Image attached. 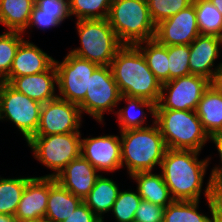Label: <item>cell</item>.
Listing matches in <instances>:
<instances>
[{
    "label": "cell",
    "mask_w": 222,
    "mask_h": 222,
    "mask_svg": "<svg viewBox=\"0 0 222 222\" xmlns=\"http://www.w3.org/2000/svg\"><path fill=\"white\" fill-rule=\"evenodd\" d=\"M200 152L167 149L161 162V174L174 200L200 199L210 158L199 160Z\"/></svg>",
    "instance_id": "obj_1"
},
{
    "label": "cell",
    "mask_w": 222,
    "mask_h": 222,
    "mask_svg": "<svg viewBox=\"0 0 222 222\" xmlns=\"http://www.w3.org/2000/svg\"><path fill=\"white\" fill-rule=\"evenodd\" d=\"M110 68L122 96L158 103L162 83L149 69L143 54L135 45H123L116 52Z\"/></svg>",
    "instance_id": "obj_2"
},
{
    "label": "cell",
    "mask_w": 222,
    "mask_h": 222,
    "mask_svg": "<svg viewBox=\"0 0 222 222\" xmlns=\"http://www.w3.org/2000/svg\"><path fill=\"white\" fill-rule=\"evenodd\" d=\"M146 128L120 131L122 167L129 176L141 171H154L161 165L167 146L155 119Z\"/></svg>",
    "instance_id": "obj_3"
},
{
    "label": "cell",
    "mask_w": 222,
    "mask_h": 222,
    "mask_svg": "<svg viewBox=\"0 0 222 222\" xmlns=\"http://www.w3.org/2000/svg\"><path fill=\"white\" fill-rule=\"evenodd\" d=\"M155 123L167 149L201 152L209 140V135L193 110L156 109Z\"/></svg>",
    "instance_id": "obj_4"
},
{
    "label": "cell",
    "mask_w": 222,
    "mask_h": 222,
    "mask_svg": "<svg viewBox=\"0 0 222 222\" xmlns=\"http://www.w3.org/2000/svg\"><path fill=\"white\" fill-rule=\"evenodd\" d=\"M108 21L123 45H135L155 38L147 0H112Z\"/></svg>",
    "instance_id": "obj_5"
},
{
    "label": "cell",
    "mask_w": 222,
    "mask_h": 222,
    "mask_svg": "<svg viewBox=\"0 0 222 222\" xmlns=\"http://www.w3.org/2000/svg\"><path fill=\"white\" fill-rule=\"evenodd\" d=\"M81 46L69 52L99 66H110L116 52L123 46L108 19L76 21Z\"/></svg>",
    "instance_id": "obj_6"
},
{
    "label": "cell",
    "mask_w": 222,
    "mask_h": 222,
    "mask_svg": "<svg viewBox=\"0 0 222 222\" xmlns=\"http://www.w3.org/2000/svg\"><path fill=\"white\" fill-rule=\"evenodd\" d=\"M81 133L32 136L27 145L39 162L54 171L45 177L55 178L72 160L81 156Z\"/></svg>",
    "instance_id": "obj_7"
},
{
    "label": "cell",
    "mask_w": 222,
    "mask_h": 222,
    "mask_svg": "<svg viewBox=\"0 0 222 222\" xmlns=\"http://www.w3.org/2000/svg\"><path fill=\"white\" fill-rule=\"evenodd\" d=\"M42 103L16 91L8 83L0 87V120H10L26 142L36 134Z\"/></svg>",
    "instance_id": "obj_8"
},
{
    "label": "cell",
    "mask_w": 222,
    "mask_h": 222,
    "mask_svg": "<svg viewBox=\"0 0 222 222\" xmlns=\"http://www.w3.org/2000/svg\"><path fill=\"white\" fill-rule=\"evenodd\" d=\"M84 101L79 105L84 112L103 123L104 113L112 112L120 102L121 93L110 66H98L89 77Z\"/></svg>",
    "instance_id": "obj_9"
},
{
    "label": "cell",
    "mask_w": 222,
    "mask_h": 222,
    "mask_svg": "<svg viewBox=\"0 0 222 222\" xmlns=\"http://www.w3.org/2000/svg\"><path fill=\"white\" fill-rule=\"evenodd\" d=\"M57 71L58 97L80 105L87 93L89 77L99 66L96 63L79 58L70 52L62 62L55 60Z\"/></svg>",
    "instance_id": "obj_10"
},
{
    "label": "cell",
    "mask_w": 222,
    "mask_h": 222,
    "mask_svg": "<svg viewBox=\"0 0 222 222\" xmlns=\"http://www.w3.org/2000/svg\"><path fill=\"white\" fill-rule=\"evenodd\" d=\"M211 83L207 78L193 74L164 82L156 109L196 111Z\"/></svg>",
    "instance_id": "obj_11"
},
{
    "label": "cell",
    "mask_w": 222,
    "mask_h": 222,
    "mask_svg": "<svg viewBox=\"0 0 222 222\" xmlns=\"http://www.w3.org/2000/svg\"><path fill=\"white\" fill-rule=\"evenodd\" d=\"M81 118L79 105L56 97L42 104L39 125L34 136L80 132Z\"/></svg>",
    "instance_id": "obj_12"
},
{
    "label": "cell",
    "mask_w": 222,
    "mask_h": 222,
    "mask_svg": "<svg viewBox=\"0 0 222 222\" xmlns=\"http://www.w3.org/2000/svg\"><path fill=\"white\" fill-rule=\"evenodd\" d=\"M220 46H222V38L214 35L200 34L189 45L190 73L203 76L212 83L220 82L222 76V63L214 67V62L220 56Z\"/></svg>",
    "instance_id": "obj_13"
},
{
    "label": "cell",
    "mask_w": 222,
    "mask_h": 222,
    "mask_svg": "<svg viewBox=\"0 0 222 222\" xmlns=\"http://www.w3.org/2000/svg\"><path fill=\"white\" fill-rule=\"evenodd\" d=\"M200 35L194 3L156 25L155 39L162 45H190Z\"/></svg>",
    "instance_id": "obj_14"
},
{
    "label": "cell",
    "mask_w": 222,
    "mask_h": 222,
    "mask_svg": "<svg viewBox=\"0 0 222 222\" xmlns=\"http://www.w3.org/2000/svg\"><path fill=\"white\" fill-rule=\"evenodd\" d=\"M81 156L94 166L98 173L115 172L122 168L120 137L108 134L83 138Z\"/></svg>",
    "instance_id": "obj_15"
},
{
    "label": "cell",
    "mask_w": 222,
    "mask_h": 222,
    "mask_svg": "<svg viewBox=\"0 0 222 222\" xmlns=\"http://www.w3.org/2000/svg\"><path fill=\"white\" fill-rule=\"evenodd\" d=\"M49 196V177H31L25 186L15 218L19 221L45 219Z\"/></svg>",
    "instance_id": "obj_16"
},
{
    "label": "cell",
    "mask_w": 222,
    "mask_h": 222,
    "mask_svg": "<svg viewBox=\"0 0 222 222\" xmlns=\"http://www.w3.org/2000/svg\"><path fill=\"white\" fill-rule=\"evenodd\" d=\"M55 59L28 40L19 45L9 75L3 80L9 83L15 77L38 74L49 70Z\"/></svg>",
    "instance_id": "obj_17"
},
{
    "label": "cell",
    "mask_w": 222,
    "mask_h": 222,
    "mask_svg": "<svg viewBox=\"0 0 222 222\" xmlns=\"http://www.w3.org/2000/svg\"><path fill=\"white\" fill-rule=\"evenodd\" d=\"M97 172L94 166L80 156L59 172L55 180L73 195L84 200L100 176Z\"/></svg>",
    "instance_id": "obj_18"
},
{
    "label": "cell",
    "mask_w": 222,
    "mask_h": 222,
    "mask_svg": "<svg viewBox=\"0 0 222 222\" xmlns=\"http://www.w3.org/2000/svg\"><path fill=\"white\" fill-rule=\"evenodd\" d=\"M8 84L16 91L42 104L58 97L55 94V90H57L55 88V84L57 86L55 65L38 74L15 77Z\"/></svg>",
    "instance_id": "obj_19"
},
{
    "label": "cell",
    "mask_w": 222,
    "mask_h": 222,
    "mask_svg": "<svg viewBox=\"0 0 222 222\" xmlns=\"http://www.w3.org/2000/svg\"><path fill=\"white\" fill-rule=\"evenodd\" d=\"M203 193L207 199L211 217L198 212V204L200 200H174L165 208L163 222H218L216 204L213 197V181L210 177Z\"/></svg>",
    "instance_id": "obj_20"
},
{
    "label": "cell",
    "mask_w": 222,
    "mask_h": 222,
    "mask_svg": "<svg viewBox=\"0 0 222 222\" xmlns=\"http://www.w3.org/2000/svg\"><path fill=\"white\" fill-rule=\"evenodd\" d=\"M204 131L210 136L222 130V84L211 83L196 109Z\"/></svg>",
    "instance_id": "obj_21"
},
{
    "label": "cell",
    "mask_w": 222,
    "mask_h": 222,
    "mask_svg": "<svg viewBox=\"0 0 222 222\" xmlns=\"http://www.w3.org/2000/svg\"><path fill=\"white\" fill-rule=\"evenodd\" d=\"M83 202L79 197L49 177V196L44 222H63Z\"/></svg>",
    "instance_id": "obj_22"
},
{
    "label": "cell",
    "mask_w": 222,
    "mask_h": 222,
    "mask_svg": "<svg viewBox=\"0 0 222 222\" xmlns=\"http://www.w3.org/2000/svg\"><path fill=\"white\" fill-rule=\"evenodd\" d=\"M137 183V192L142 200L167 207L174 201L162 174L152 171H141L130 175Z\"/></svg>",
    "instance_id": "obj_23"
},
{
    "label": "cell",
    "mask_w": 222,
    "mask_h": 222,
    "mask_svg": "<svg viewBox=\"0 0 222 222\" xmlns=\"http://www.w3.org/2000/svg\"><path fill=\"white\" fill-rule=\"evenodd\" d=\"M119 191L120 189L116 181L114 182V180L100 174L94 187L83 202L102 222H104V217L102 215L111 211Z\"/></svg>",
    "instance_id": "obj_24"
},
{
    "label": "cell",
    "mask_w": 222,
    "mask_h": 222,
    "mask_svg": "<svg viewBox=\"0 0 222 222\" xmlns=\"http://www.w3.org/2000/svg\"><path fill=\"white\" fill-rule=\"evenodd\" d=\"M123 100L126 101L127 107H123L117 112H114L117 115V121H119L120 131L149 127V124L143 125L145 124L144 121L147 120L146 113L143 109L146 107L148 113L155 118L156 104L149 100L128 96H121L120 102Z\"/></svg>",
    "instance_id": "obj_25"
},
{
    "label": "cell",
    "mask_w": 222,
    "mask_h": 222,
    "mask_svg": "<svg viewBox=\"0 0 222 222\" xmlns=\"http://www.w3.org/2000/svg\"><path fill=\"white\" fill-rule=\"evenodd\" d=\"M34 4L35 0H0V23L24 35Z\"/></svg>",
    "instance_id": "obj_26"
},
{
    "label": "cell",
    "mask_w": 222,
    "mask_h": 222,
    "mask_svg": "<svg viewBox=\"0 0 222 222\" xmlns=\"http://www.w3.org/2000/svg\"><path fill=\"white\" fill-rule=\"evenodd\" d=\"M135 46L143 54L155 77L161 83L169 81L168 46L160 44L155 38L139 42Z\"/></svg>",
    "instance_id": "obj_27"
},
{
    "label": "cell",
    "mask_w": 222,
    "mask_h": 222,
    "mask_svg": "<svg viewBox=\"0 0 222 222\" xmlns=\"http://www.w3.org/2000/svg\"><path fill=\"white\" fill-rule=\"evenodd\" d=\"M198 29L201 35L222 38V14L210 0H193Z\"/></svg>",
    "instance_id": "obj_28"
},
{
    "label": "cell",
    "mask_w": 222,
    "mask_h": 222,
    "mask_svg": "<svg viewBox=\"0 0 222 222\" xmlns=\"http://www.w3.org/2000/svg\"><path fill=\"white\" fill-rule=\"evenodd\" d=\"M31 177H0V214L15 216L27 181Z\"/></svg>",
    "instance_id": "obj_29"
},
{
    "label": "cell",
    "mask_w": 222,
    "mask_h": 222,
    "mask_svg": "<svg viewBox=\"0 0 222 222\" xmlns=\"http://www.w3.org/2000/svg\"><path fill=\"white\" fill-rule=\"evenodd\" d=\"M112 0H69L70 15L77 20L107 19Z\"/></svg>",
    "instance_id": "obj_30"
},
{
    "label": "cell",
    "mask_w": 222,
    "mask_h": 222,
    "mask_svg": "<svg viewBox=\"0 0 222 222\" xmlns=\"http://www.w3.org/2000/svg\"><path fill=\"white\" fill-rule=\"evenodd\" d=\"M21 32L5 31L0 34V79L4 80L10 73V69L16 51L25 39Z\"/></svg>",
    "instance_id": "obj_31"
},
{
    "label": "cell",
    "mask_w": 222,
    "mask_h": 222,
    "mask_svg": "<svg viewBox=\"0 0 222 222\" xmlns=\"http://www.w3.org/2000/svg\"><path fill=\"white\" fill-rule=\"evenodd\" d=\"M141 201L142 198L137 191L121 190L110 212L114 214L117 222H133Z\"/></svg>",
    "instance_id": "obj_32"
},
{
    "label": "cell",
    "mask_w": 222,
    "mask_h": 222,
    "mask_svg": "<svg viewBox=\"0 0 222 222\" xmlns=\"http://www.w3.org/2000/svg\"><path fill=\"white\" fill-rule=\"evenodd\" d=\"M189 54V45L168 46L169 80L191 75Z\"/></svg>",
    "instance_id": "obj_33"
},
{
    "label": "cell",
    "mask_w": 222,
    "mask_h": 222,
    "mask_svg": "<svg viewBox=\"0 0 222 222\" xmlns=\"http://www.w3.org/2000/svg\"><path fill=\"white\" fill-rule=\"evenodd\" d=\"M150 17L155 25L190 6L193 0H147Z\"/></svg>",
    "instance_id": "obj_34"
},
{
    "label": "cell",
    "mask_w": 222,
    "mask_h": 222,
    "mask_svg": "<svg viewBox=\"0 0 222 222\" xmlns=\"http://www.w3.org/2000/svg\"><path fill=\"white\" fill-rule=\"evenodd\" d=\"M166 207L142 200L135 212V222H163Z\"/></svg>",
    "instance_id": "obj_35"
},
{
    "label": "cell",
    "mask_w": 222,
    "mask_h": 222,
    "mask_svg": "<svg viewBox=\"0 0 222 222\" xmlns=\"http://www.w3.org/2000/svg\"><path fill=\"white\" fill-rule=\"evenodd\" d=\"M39 7V14L56 15L62 22L71 17L69 10V0H35Z\"/></svg>",
    "instance_id": "obj_36"
},
{
    "label": "cell",
    "mask_w": 222,
    "mask_h": 222,
    "mask_svg": "<svg viewBox=\"0 0 222 222\" xmlns=\"http://www.w3.org/2000/svg\"><path fill=\"white\" fill-rule=\"evenodd\" d=\"M61 23L62 22L56 17V15L39 14V7L34 4L26 29L36 27L45 31L46 28L57 27Z\"/></svg>",
    "instance_id": "obj_37"
},
{
    "label": "cell",
    "mask_w": 222,
    "mask_h": 222,
    "mask_svg": "<svg viewBox=\"0 0 222 222\" xmlns=\"http://www.w3.org/2000/svg\"><path fill=\"white\" fill-rule=\"evenodd\" d=\"M63 222H102L88 207L82 202L80 206L71 213Z\"/></svg>",
    "instance_id": "obj_38"
},
{
    "label": "cell",
    "mask_w": 222,
    "mask_h": 222,
    "mask_svg": "<svg viewBox=\"0 0 222 222\" xmlns=\"http://www.w3.org/2000/svg\"><path fill=\"white\" fill-rule=\"evenodd\" d=\"M209 140L212 141L217 147L219 157H220V166L213 167L211 171L210 178L213 181V184L219 179L222 178V130L213 133L209 136Z\"/></svg>",
    "instance_id": "obj_39"
},
{
    "label": "cell",
    "mask_w": 222,
    "mask_h": 222,
    "mask_svg": "<svg viewBox=\"0 0 222 222\" xmlns=\"http://www.w3.org/2000/svg\"><path fill=\"white\" fill-rule=\"evenodd\" d=\"M213 197L216 204L217 220L222 222V178L213 184Z\"/></svg>",
    "instance_id": "obj_40"
},
{
    "label": "cell",
    "mask_w": 222,
    "mask_h": 222,
    "mask_svg": "<svg viewBox=\"0 0 222 222\" xmlns=\"http://www.w3.org/2000/svg\"><path fill=\"white\" fill-rule=\"evenodd\" d=\"M0 222H17V220L13 215L0 214Z\"/></svg>",
    "instance_id": "obj_41"
},
{
    "label": "cell",
    "mask_w": 222,
    "mask_h": 222,
    "mask_svg": "<svg viewBox=\"0 0 222 222\" xmlns=\"http://www.w3.org/2000/svg\"><path fill=\"white\" fill-rule=\"evenodd\" d=\"M213 5L220 11L222 14V0H210Z\"/></svg>",
    "instance_id": "obj_42"
},
{
    "label": "cell",
    "mask_w": 222,
    "mask_h": 222,
    "mask_svg": "<svg viewBox=\"0 0 222 222\" xmlns=\"http://www.w3.org/2000/svg\"><path fill=\"white\" fill-rule=\"evenodd\" d=\"M17 222H44L43 220H38V221H19L17 220Z\"/></svg>",
    "instance_id": "obj_43"
},
{
    "label": "cell",
    "mask_w": 222,
    "mask_h": 222,
    "mask_svg": "<svg viewBox=\"0 0 222 222\" xmlns=\"http://www.w3.org/2000/svg\"><path fill=\"white\" fill-rule=\"evenodd\" d=\"M3 82H4V81H3L2 79H0V87H1V85H2Z\"/></svg>",
    "instance_id": "obj_44"
}]
</instances>
